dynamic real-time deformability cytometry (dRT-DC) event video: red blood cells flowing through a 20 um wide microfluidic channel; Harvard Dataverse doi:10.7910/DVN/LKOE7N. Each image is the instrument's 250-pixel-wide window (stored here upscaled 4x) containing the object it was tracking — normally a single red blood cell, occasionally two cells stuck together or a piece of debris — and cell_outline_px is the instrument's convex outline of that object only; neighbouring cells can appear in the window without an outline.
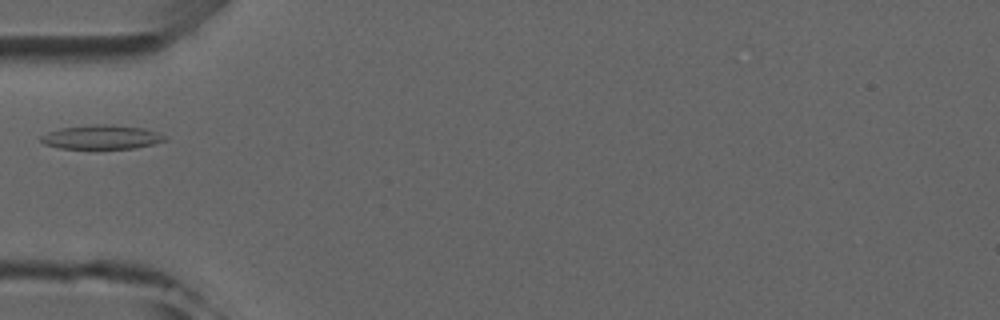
{"species": "common noctule bat (a hibernating species)", "species_latin": "Nyctalus noctula", "temperature_condition": "room temperature", "stored_images_in_passage": 3, "camera_frame_rate_fps": 3000, "um_per_image_px": 0.085, "animal": {"sex": "male", "forearm_length_mm": 52.5}, "frame": {"image": 1, "passage_image": 1, "time_ms": 0.0, "image_size_px": [1000, 320], "cell_outline_px": [[168, 140], [136, 148], [60, 148], [44, 144], [40, 140], [40, 136], [48, 132], [60, 128], [96, 124], [104, 124], [144, 128], [156, 132], [164, 136]], "centroid_in_image_um": [8.62, 11.65], "position_along_channel_um": 76.4, "area_um2": 17.17}}
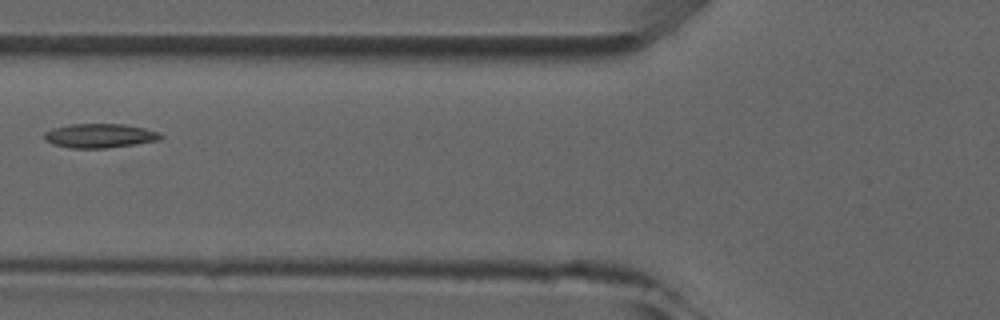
{"frame": {"image": 2, "passage_image": 2, "time_ms": 1.0, "image_size_px": [1000, 320], "cell_outline_px": [[164, 136], [160, 140], [136, 144], [108, 148], [72, 148], [52, 144], [44, 140], [44, 132], [52, 128], [72, 124], [124, 124], [144, 128], [160, 132]], "centroid_in_image_um": [8.49, 11.54], "position_along_channel_um": 117.3, "area_um2": 16.53}}
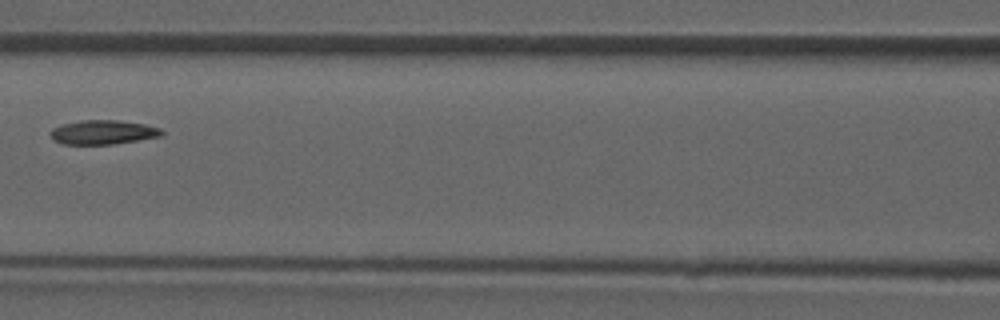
{"frame": {"image": 3, "passage_image": 3, "time_ms": 2.0, "image_size_px": [1000, 320], "cell_outline_px": [[164, 132], [160, 136], [112, 144], [64, 144], [52, 140], [52, 128], [64, 124], [80, 120], [120, 120], [144, 124], [160, 128]], "centroid_in_image_um": [8.75, 11.23], "position_along_channel_um": 157.8, "area_um2": 15.49}}